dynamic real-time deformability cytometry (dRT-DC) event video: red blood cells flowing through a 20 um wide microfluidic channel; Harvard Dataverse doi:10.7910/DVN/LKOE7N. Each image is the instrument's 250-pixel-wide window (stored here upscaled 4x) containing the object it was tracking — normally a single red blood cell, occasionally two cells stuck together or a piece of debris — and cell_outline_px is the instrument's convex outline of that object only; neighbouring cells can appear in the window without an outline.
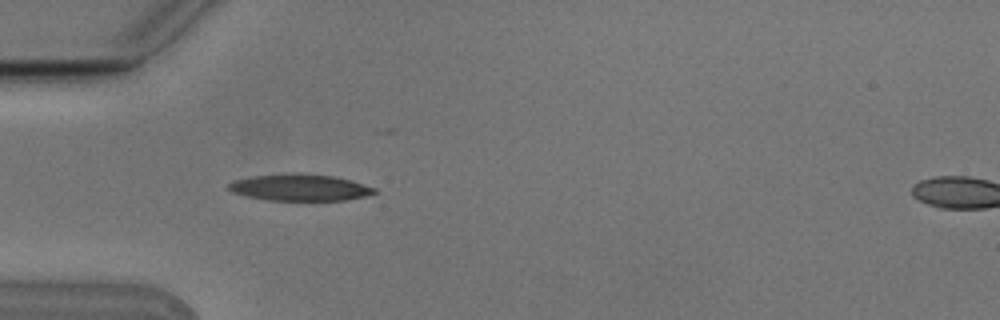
{"species": "Egyptian fruit bat (a non-hibernating species)", "species_latin": "Rousettus aegyptiacus", "temperature_condition": "cold", "stored_images_in_passage": 7, "camera_frame_rate_fps": 3000, "um_per_image_px": 0.085, "animal": {"sex": "male"}, "frame": {"image": 1, "passage_image": 4, "time_ms": 1.0, "image_size_px": [1000, 320], "cell_outline_px": [[376, 192], [364, 196], [344, 200], [268, 200], [248, 196], [232, 192], [224, 188], [232, 180], [252, 176], [296, 172], [332, 176], [348, 180], [376, 188]], "centroid_in_image_um": [25.4, 15.92], "position_along_channel_um": 59.6, "area_um2": 22.54}}
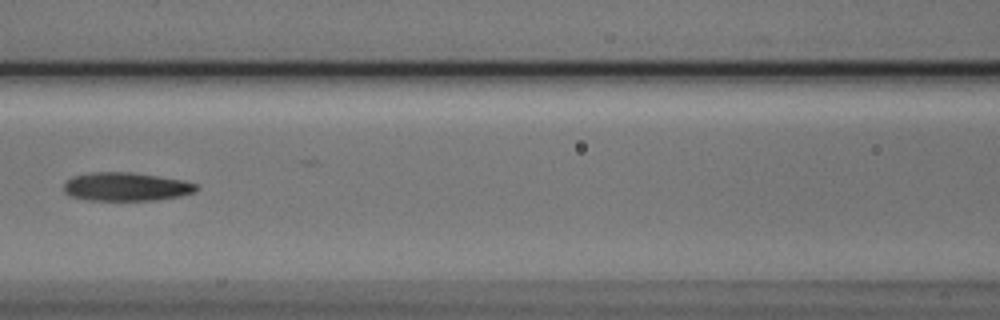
{"frame": {"image": 2, "passage_image": 6, "time_ms": 1.667, "image_size_px": [1000, 320], "cell_outline_px": [[200, 188], [196, 192], [180, 196], [156, 200], [84, 200], [68, 196], [64, 192], [64, 184], [72, 176], [92, 172], [132, 172], [180, 180], [196, 184]], "centroid_in_image_um": [10.69, 15.88], "position_along_channel_um": 155.9, "area_um2": 22.08}}
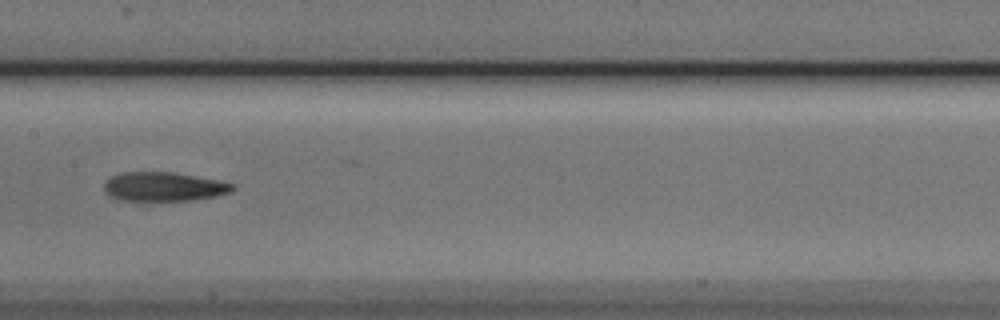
{"frame": {"image": 3, "passage_image": 7, "time_ms": 2.0, "image_size_px": [1000, 320], "cell_outline_px": [[236, 188], [232, 192], [216, 196], [192, 200], [120, 200], [112, 196], [104, 188], [104, 184], [112, 176], [120, 172], [172, 172], [216, 180], [232, 184]], "centroid_in_image_um": [13.94, 15.86], "position_along_channel_um": 193.5, "area_um2": 21.39}}